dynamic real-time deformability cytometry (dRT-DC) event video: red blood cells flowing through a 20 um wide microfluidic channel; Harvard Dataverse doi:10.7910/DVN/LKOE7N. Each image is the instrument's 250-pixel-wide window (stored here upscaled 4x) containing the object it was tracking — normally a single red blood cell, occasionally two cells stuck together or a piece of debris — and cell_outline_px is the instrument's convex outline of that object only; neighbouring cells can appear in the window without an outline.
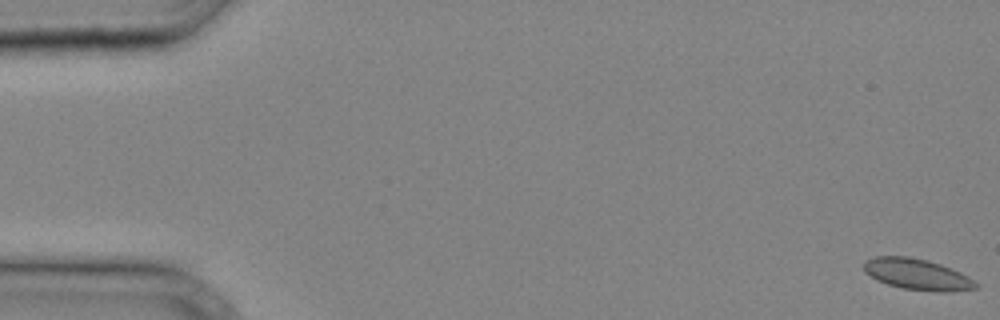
{"species": "common noctule bat (a hibernating species)", "species_latin": "Nyctalus noctula", "temperature_condition": "cold", "stored_images_in_passage": 11, "camera_frame_rate_fps": 3000, "um_per_image_px": 0.085, "animal": {"sex": "male", "body_mass_g": 20.4}, "frame": {"image": 1, "passage_image": 1, "time_ms": 0.0, "image_size_px": [1000, 320], "cell_outline_px": [[968, 288], [908, 288], [892, 284], [880, 280], [872, 276], [864, 268], [864, 264], [872, 260], [884, 256], [896, 256], [920, 260], [936, 264], [948, 268], [956, 272], [960, 276]], "centroid_in_image_um": [77.64, 23.23], "position_along_channel_um": 7.4, "area_um2": 16.53}}